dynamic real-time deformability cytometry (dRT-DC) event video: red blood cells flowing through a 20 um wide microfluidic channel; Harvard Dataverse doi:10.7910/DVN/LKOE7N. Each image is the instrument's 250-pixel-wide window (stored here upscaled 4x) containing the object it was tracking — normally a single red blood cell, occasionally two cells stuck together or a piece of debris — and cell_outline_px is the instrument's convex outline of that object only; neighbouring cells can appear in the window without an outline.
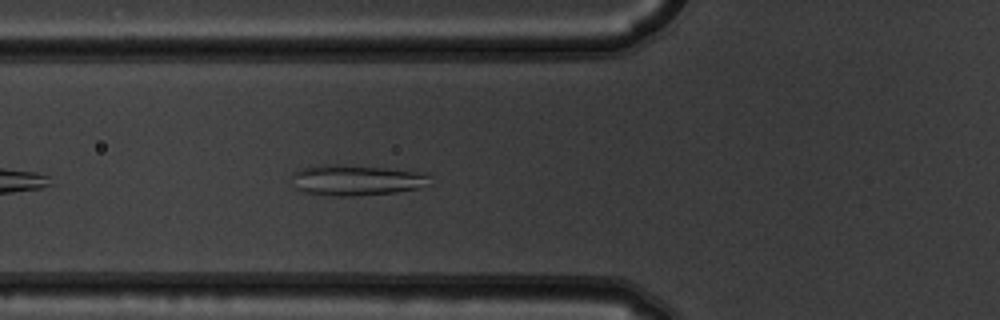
{"species": "common noctule bat (a hibernating species)", "species_latin": "Nyctalus noctula", "temperature_condition": "warm", "stored_images_in_passage": 6, "camera_frame_rate_fps": 3000, "um_per_image_px": 0.085, "animal": {"sex": "male", "body_mass_g": 19.5, "forearm_length_mm": 54.6}, "frame": {"image": 1, "passage_image": 6, "time_ms": 1.667, "image_size_px": [1000, 320], "cell_outline_px": [[432, 184], [420, 188], [396, 192], [352, 196], [336, 196], [304, 192], [296, 188], [292, 176], [292, 172], [300, 168], [324, 164], [340, 164], [384, 168], [424, 172], [428, 176]], "centroid_in_image_um": [30.3, 15.3], "position_along_channel_um": 95.5, "area_um2": 24.8}}